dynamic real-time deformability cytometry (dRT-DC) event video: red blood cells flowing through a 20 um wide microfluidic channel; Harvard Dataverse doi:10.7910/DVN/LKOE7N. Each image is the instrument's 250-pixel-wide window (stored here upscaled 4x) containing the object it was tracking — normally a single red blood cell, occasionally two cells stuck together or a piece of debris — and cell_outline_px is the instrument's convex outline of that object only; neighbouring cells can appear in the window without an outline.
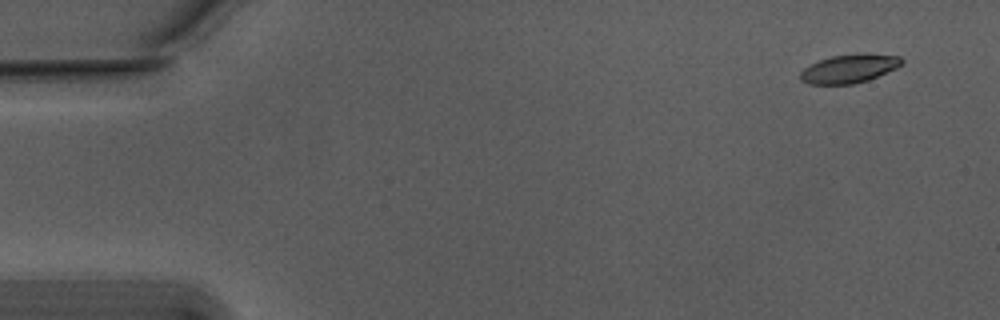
{"species": "Egyptian fruit bat (a non-hibernating species)", "species_latin": "Rousettus aegyptiacus", "temperature_condition": "warm", "stored_images_in_passage": 14, "camera_frame_rate_fps": 3000, "um_per_image_px": 0.085, "animal": {"sex": "male"}, "frame": {"image": 1, "passage_image": 1, "time_ms": 0.0, "image_size_px": [1000, 320], "cell_outline_px": [[904, 64], [896, 68], [868, 80], [852, 84], [808, 84], [800, 80], [800, 72], [804, 68], [820, 60], [832, 56], [864, 52], [900, 56], [904, 60]], "centroid_in_image_um": [72.22, 5.82], "position_along_channel_um": 12.8, "area_um2": 17.05}}
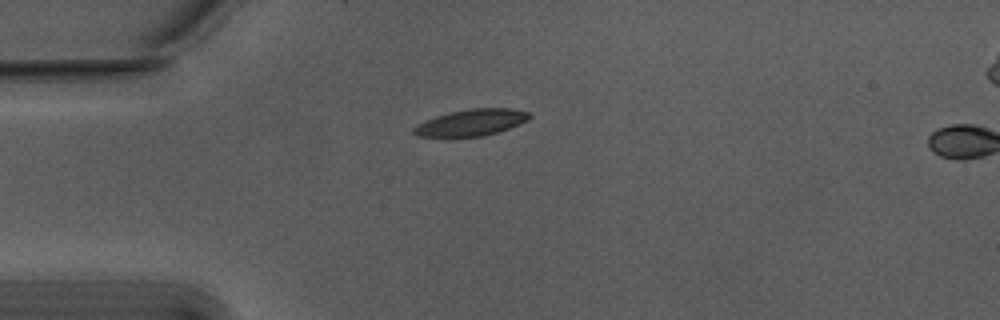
{"frame": {"image": 2, "passage_image": 12, "time_ms": 3.667, "image_size_px": [1000, 320], "cell_outline_px": [[532, 116], [528, 120], [520, 124], [484, 136], [452, 140], [448, 140], [416, 136], [412, 132], [412, 128], [416, 124], [424, 120], [448, 112], [468, 108], [512, 108], [528, 112]], "centroid_in_image_um": [39.94, 10.47], "position_along_channel_um": 45.1, "area_um2": 18.96}}